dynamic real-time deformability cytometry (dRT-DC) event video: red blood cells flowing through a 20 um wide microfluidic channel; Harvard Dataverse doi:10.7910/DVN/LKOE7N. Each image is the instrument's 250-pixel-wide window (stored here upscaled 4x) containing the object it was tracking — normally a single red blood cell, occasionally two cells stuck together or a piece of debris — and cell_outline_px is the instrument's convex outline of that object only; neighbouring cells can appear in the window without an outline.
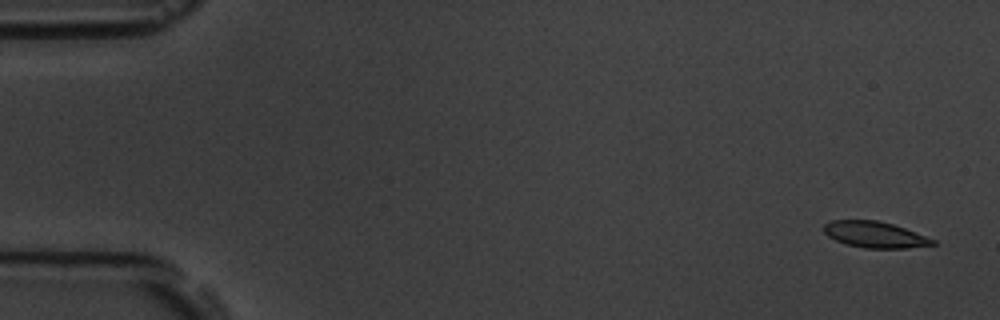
{"species": "common noctule bat (a hibernating species)", "species_latin": "Nyctalus noctula", "temperature_condition": "room temperature", "stored_images_in_passage": 6, "segment_of_instrument_passage": [1, 2], "camera_frame_rate_fps": 3000, "um_per_image_px": 0.085, "animal": {"sex": "male", "body_mass_g": 19.5, "forearm_length_mm": 54.6}, "frame": {"image": 1, "passage_image": 1, "time_ms": 0.0, "image_size_px": [1000, 320], "cell_outline_px": [[936, 244], [908, 248], [864, 248], [848, 244], [836, 240], [828, 236], [824, 232], [824, 224], [832, 220], [876, 220], [892, 224], [904, 228], [936, 240]], "centroid_in_image_um": [74.36, 19.94], "position_along_channel_um": 10.6, "area_um2": 16.42}}
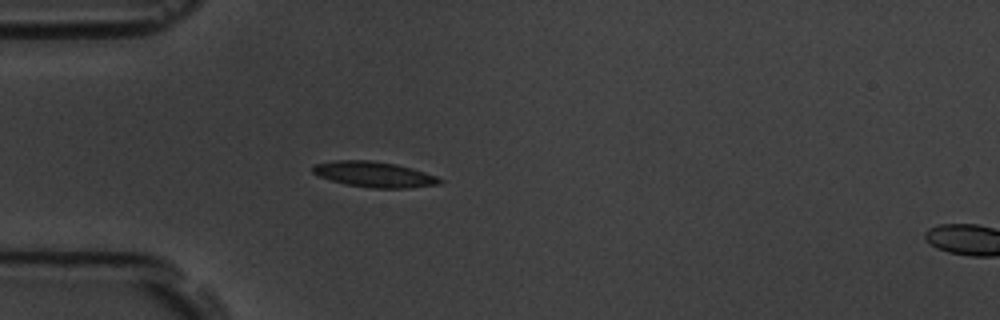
{"frame": {"image": 2, "passage_image": 5, "time_ms": 4.667, "image_size_px": [1000, 320], "cell_outline_px": [[444, 180], [440, 184], [412, 188], [372, 188], [344, 184], [316, 176], [312, 172], [312, 168], [316, 164], [336, 160], [372, 160], [396, 164], [412, 168], [436, 176]], "centroid_in_image_um": [31.8, 14.83], "position_along_channel_um": 53.2, "area_um2": 19.07}}